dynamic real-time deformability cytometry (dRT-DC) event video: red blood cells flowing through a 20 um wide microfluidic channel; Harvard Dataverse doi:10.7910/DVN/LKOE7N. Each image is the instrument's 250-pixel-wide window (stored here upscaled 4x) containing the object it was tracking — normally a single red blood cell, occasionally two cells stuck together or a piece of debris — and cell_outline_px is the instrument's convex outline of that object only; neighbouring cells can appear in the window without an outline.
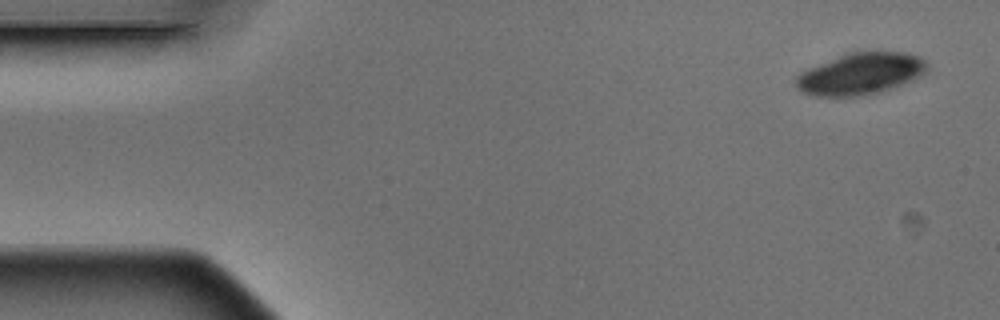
{"species": "Egyptian fruit bat (a non-hibernating species)", "species_latin": "Rousettus aegyptiacus", "temperature_condition": "warm", "stored_images_in_passage": 4, "camera_frame_rate_fps": 3000, "um_per_image_px": 0.085, "animal": {"sex": "male"}, "frame": {"image": 1, "passage_image": 1, "time_ms": 0.0, "image_size_px": [1000, 320], "cell_outline_px": [[928, 72], [896, 88], [880, 92], [860, 96], [816, 96], [804, 92], [796, 88], [796, 76], [800, 72], [808, 68], [848, 52], [904, 52], [920, 56], [928, 64]], "centroid_in_image_um": [73.19, 6.27], "position_along_channel_um": 11.8, "area_um2": 32.08}}